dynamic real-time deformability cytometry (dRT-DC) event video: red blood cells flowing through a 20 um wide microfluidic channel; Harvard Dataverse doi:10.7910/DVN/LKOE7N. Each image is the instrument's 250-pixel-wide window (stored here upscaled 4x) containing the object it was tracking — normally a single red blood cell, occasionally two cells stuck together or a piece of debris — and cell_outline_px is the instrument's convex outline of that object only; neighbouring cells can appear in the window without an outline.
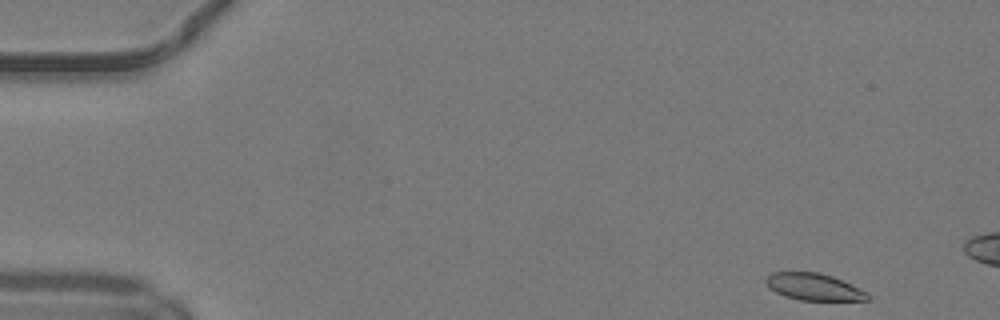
{"species": "common noctule bat (a hibernating species)", "species_latin": "Nyctalus noctula", "temperature_condition": "warm", "stored_images_in_passage": 11, "camera_frame_rate_fps": 3000, "um_per_image_px": 0.085, "animal": {"sex": "male", "body_mass_g": 19.2, "forearm_length_mm": 51.8}, "frame": {"image": 1, "passage_image": 1, "time_ms": 0.0, "image_size_px": [1000, 320], "cell_outline_px": [[872, 300], [800, 300], [784, 296], [768, 288], [764, 280], [772, 272], [820, 272], [832, 276], [868, 292], [872, 296]], "centroid_in_image_um": [69.19, 24.39], "position_along_channel_um": 15.8, "area_um2": 16.07}}